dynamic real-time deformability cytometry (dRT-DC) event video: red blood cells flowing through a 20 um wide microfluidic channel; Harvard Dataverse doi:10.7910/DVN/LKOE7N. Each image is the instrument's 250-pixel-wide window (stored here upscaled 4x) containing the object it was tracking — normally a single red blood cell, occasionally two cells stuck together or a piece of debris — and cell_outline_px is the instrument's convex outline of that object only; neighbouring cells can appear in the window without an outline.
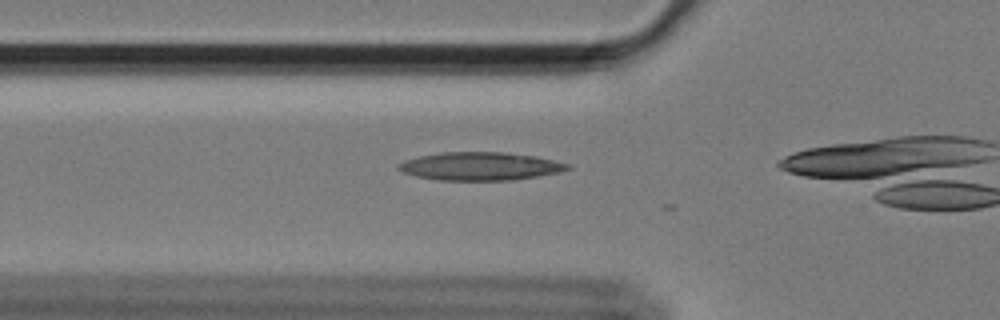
{"species": "Egyptian fruit bat (a non-hibernating species)", "species_latin": "Rousettus aegyptiacus", "temperature_condition": "cold", "stored_images_in_passage": 8, "camera_frame_rate_fps": 3000, "um_per_image_px": 0.085, "animal": {"sex": "female"}, "frame": {"image": 1, "passage_image": 7, "time_ms": 2.0, "image_size_px": [1000, 320], "cell_outline_px": [[572, 168], [560, 172], [512, 180], [436, 180], [416, 176], [404, 172], [396, 168], [396, 164], [404, 160], [420, 156], [440, 152], [504, 152], [536, 156], [572, 164]], "centroid_in_image_um": [40.82, 14.12], "position_along_channel_um": 85.0, "area_um2": 27.86}}